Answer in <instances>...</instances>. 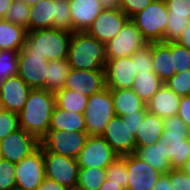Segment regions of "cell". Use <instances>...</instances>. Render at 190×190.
<instances>
[{
  "label": "cell",
  "mask_w": 190,
  "mask_h": 190,
  "mask_svg": "<svg viewBox=\"0 0 190 190\" xmlns=\"http://www.w3.org/2000/svg\"><path fill=\"white\" fill-rule=\"evenodd\" d=\"M55 95L46 89H31L18 113L19 127L40 140L48 131L54 110Z\"/></svg>",
  "instance_id": "cell-1"
},
{
  "label": "cell",
  "mask_w": 190,
  "mask_h": 190,
  "mask_svg": "<svg viewBox=\"0 0 190 190\" xmlns=\"http://www.w3.org/2000/svg\"><path fill=\"white\" fill-rule=\"evenodd\" d=\"M67 61L70 69L104 70L107 61L105 43L87 31L72 32Z\"/></svg>",
  "instance_id": "cell-2"
},
{
  "label": "cell",
  "mask_w": 190,
  "mask_h": 190,
  "mask_svg": "<svg viewBox=\"0 0 190 190\" xmlns=\"http://www.w3.org/2000/svg\"><path fill=\"white\" fill-rule=\"evenodd\" d=\"M72 32L55 28L38 29L27 33L24 53L46 56L47 61L67 59Z\"/></svg>",
  "instance_id": "cell-3"
},
{
  "label": "cell",
  "mask_w": 190,
  "mask_h": 190,
  "mask_svg": "<svg viewBox=\"0 0 190 190\" xmlns=\"http://www.w3.org/2000/svg\"><path fill=\"white\" fill-rule=\"evenodd\" d=\"M115 115L111 90L104 88L88 98L84 112L86 133L89 136H102L107 124Z\"/></svg>",
  "instance_id": "cell-4"
},
{
  "label": "cell",
  "mask_w": 190,
  "mask_h": 190,
  "mask_svg": "<svg viewBox=\"0 0 190 190\" xmlns=\"http://www.w3.org/2000/svg\"><path fill=\"white\" fill-rule=\"evenodd\" d=\"M169 11L164 0H154L131 20L147 42L163 41Z\"/></svg>",
  "instance_id": "cell-5"
},
{
  "label": "cell",
  "mask_w": 190,
  "mask_h": 190,
  "mask_svg": "<svg viewBox=\"0 0 190 190\" xmlns=\"http://www.w3.org/2000/svg\"><path fill=\"white\" fill-rule=\"evenodd\" d=\"M86 132L48 130L39 140L43 150L77 159L88 138Z\"/></svg>",
  "instance_id": "cell-6"
},
{
  "label": "cell",
  "mask_w": 190,
  "mask_h": 190,
  "mask_svg": "<svg viewBox=\"0 0 190 190\" xmlns=\"http://www.w3.org/2000/svg\"><path fill=\"white\" fill-rule=\"evenodd\" d=\"M44 178L43 149L39 146L15 165L16 189L37 190Z\"/></svg>",
  "instance_id": "cell-7"
},
{
  "label": "cell",
  "mask_w": 190,
  "mask_h": 190,
  "mask_svg": "<svg viewBox=\"0 0 190 190\" xmlns=\"http://www.w3.org/2000/svg\"><path fill=\"white\" fill-rule=\"evenodd\" d=\"M45 177L66 188L77 186L79 166L77 159L43 150Z\"/></svg>",
  "instance_id": "cell-8"
},
{
  "label": "cell",
  "mask_w": 190,
  "mask_h": 190,
  "mask_svg": "<svg viewBox=\"0 0 190 190\" xmlns=\"http://www.w3.org/2000/svg\"><path fill=\"white\" fill-rule=\"evenodd\" d=\"M146 43L147 41L142 37L136 24L129 19L119 33L105 44L106 58L116 59L131 56Z\"/></svg>",
  "instance_id": "cell-9"
},
{
  "label": "cell",
  "mask_w": 190,
  "mask_h": 190,
  "mask_svg": "<svg viewBox=\"0 0 190 190\" xmlns=\"http://www.w3.org/2000/svg\"><path fill=\"white\" fill-rule=\"evenodd\" d=\"M119 155L102 136H88L77 157L79 168H107Z\"/></svg>",
  "instance_id": "cell-10"
},
{
  "label": "cell",
  "mask_w": 190,
  "mask_h": 190,
  "mask_svg": "<svg viewBox=\"0 0 190 190\" xmlns=\"http://www.w3.org/2000/svg\"><path fill=\"white\" fill-rule=\"evenodd\" d=\"M48 72V61L46 56L18 53V73L17 75L31 89H46V76Z\"/></svg>",
  "instance_id": "cell-11"
},
{
  "label": "cell",
  "mask_w": 190,
  "mask_h": 190,
  "mask_svg": "<svg viewBox=\"0 0 190 190\" xmlns=\"http://www.w3.org/2000/svg\"><path fill=\"white\" fill-rule=\"evenodd\" d=\"M39 146V140L22 128L10 133L0 141V151L3 159L14 164L19 163Z\"/></svg>",
  "instance_id": "cell-12"
},
{
  "label": "cell",
  "mask_w": 190,
  "mask_h": 190,
  "mask_svg": "<svg viewBox=\"0 0 190 190\" xmlns=\"http://www.w3.org/2000/svg\"><path fill=\"white\" fill-rule=\"evenodd\" d=\"M104 72L106 87L109 89L132 88L138 74L131 56L107 59Z\"/></svg>",
  "instance_id": "cell-13"
},
{
  "label": "cell",
  "mask_w": 190,
  "mask_h": 190,
  "mask_svg": "<svg viewBox=\"0 0 190 190\" xmlns=\"http://www.w3.org/2000/svg\"><path fill=\"white\" fill-rule=\"evenodd\" d=\"M130 18L120 9H104L87 32L103 43L112 40Z\"/></svg>",
  "instance_id": "cell-14"
},
{
  "label": "cell",
  "mask_w": 190,
  "mask_h": 190,
  "mask_svg": "<svg viewBox=\"0 0 190 190\" xmlns=\"http://www.w3.org/2000/svg\"><path fill=\"white\" fill-rule=\"evenodd\" d=\"M102 137L119 156L135 153L136 138L124 123L122 116L114 115L112 117Z\"/></svg>",
  "instance_id": "cell-15"
},
{
  "label": "cell",
  "mask_w": 190,
  "mask_h": 190,
  "mask_svg": "<svg viewBox=\"0 0 190 190\" xmlns=\"http://www.w3.org/2000/svg\"><path fill=\"white\" fill-rule=\"evenodd\" d=\"M106 88L104 70L70 69L64 83L69 89L90 97Z\"/></svg>",
  "instance_id": "cell-16"
},
{
  "label": "cell",
  "mask_w": 190,
  "mask_h": 190,
  "mask_svg": "<svg viewBox=\"0 0 190 190\" xmlns=\"http://www.w3.org/2000/svg\"><path fill=\"white\" fill-rule=\"evenodd\" d=\"M129 181L126 190H152L162 175L134 153L126 155Z\"/></svg>",
  "instance_id": "cell-17"
},
{
  "label": "cell",
  "mask_w": 190,
  "mask_h": 190,
  "mask_svg": "<svg viewBox=\"0 0 190 190\" xmlns=\"http://www.w3.org/2000/svg\"><path fill=\"white\" fill-rule=\"evenodd\" d=\"M169 11L163 42H177L190 24V0H164Z\"/></svg>",
  "instance_id": "cell-18"
},
{
  "label": "cell",
  "mask_w": 190,
  "mask_h": 190,
  "mask_svg": "<svg viewBox=\"0 0 190 190\" xmlns=\"http://www.w3.org/2000/svg\"><path fill=\"white\" fill-rule=\"evenodd\" d=\"M31 88L18 75L5 79L0 87L4 110L18 114L28 99Z\"/></svg>",
  "instance_id": "cell-19"
},
{
  "label": "cell",
  "mask_w": 190,
  "mask_h": 190,
  "mask_svg": "<svg viewBox=\"0 0 190 190\" xmlns=\"http://www.w3.org/2000/svg\"><path fill=\"white\" fill-rule=\"evenodd\" d=\"M72 32L87 31L95 18L105 9L99 0H69Z\"/></svg>",
  "instance_id": "cell-20"
},
{
  "label": "cell",
  "mask_w": 190,
  "mask_h": 190,
  "mask_svg": "<svg viewBox=\"0 0 190 190\" xmlns=\"http://www.w3.org/2000/svg\"><path fill=\"white\" fill-rule=\"evenodd\" d=\"M181 96L172 91L165 83L146 103L147 111L167 119L178 113Z\"/></svg>",
  "instance_id": "cell-21"
},
{
  "label": "cell",
  "mask_w": 190,
  "mask_h": 190,
  "mask_svg": "<svg viewBox=\"0 0 190 190\" xmlns=\"http://www.w3.org/2000/svg\"><path fill=\"white\" fill-rule=\"evenodd\" d=\"M134 154L162 174H167L172 169L168 160L167 145L163 139L152 145L136 146Z\"/></svg>",
  "instance_id": "cell-22"
},
{
  "label": "cell",
  "mask_w": 190,
  "mask_h": 190,
  "mask_svg": "<svg viewBox=\"0 0 190 190\" xmlns=\"http://www.w3.org/2000/svg\"><path fill=\"white\" fill-rule=\"evenodd\" d=\"M153 72L165 83L175 72L170 42H152Z\"/></svg>",
  "instance_id": "cell-23"
},
{
  "label": "cell",
  "mask_w": 190,
  "mask_h": 190,
  "mask_svg": "<svg viewBox=\"0 0 190 190\" xmlns=\"http://www.w3.org/2000/svg\"><path fill=\"white\" fill-rule=\"evenodd\" d=\"M115 115L125 116L138 111H147L146 104L131 89H110Z\"/></svg>",
  "instance_id": "cell-24"
},
{
  "label": "cell",
  "mask_w": 190,
  "mask_h": 190,
  "mask_svg": "<svg viewBox=\"0 0 190 190\" xmlns=\"http://www.w3.org/2000/svg\"><path fill=\"white\" fill-rule=\"evenodd\" d=\"M48 130L86 132L84 113H76L54 107Z\"/></svg>",
  "instance_id": "cell-25"
},
{
  "label": "cell",
  "mask_w": 190,
  "mask_h": 190,
  "mask_svg": "<svg viewBox=\"0 0 190 190\" xmlns=\"http://www.w3.org/2000/svg\"><path fill=\"white\" fill-rule=\"evenodd\" d=\"M164 132V120L147 112L136 135L137 146H148L157 143Z\"/></svg>",
  "instance_id": "cell-26"
},
{
  "label": "cell",
  "mask_w": 190,
  "mask_h": 190,
  "mask_svg": "<svg viewBox=\"0 0 190 190\" xmlns=\"http://www.w3.org/2000/svg\"><path fill=\"white\" fill-rule=\"evenodd\" d=\"M28 31L5 19H0V50L20 51L26 43Z\"/></svg>",
  "instance_id": "cell-27"
},
{
  "label": "cell",
  "mask_w": 190,
  "mask_h": 190,
  "mask_svg": "<svg viewBox=\"0 0 190 190\" xmlns=\"http://www.w3.org/2000/svg\"><path fill=\"white\" fill-rule=\"evenodd\" d=\"M55 16V0H41L30 7L29 32L52 28Z\"/></svg>",
  "instance_id": "cell-28"
},
{
  "label": "cell",
  "mask_w": 190,
  "mask_h": 190,
  "mask_svg": "<svg viewBox=\"0 0 190 190\" xmlns=\"http://www.w3.org/2000/svg\"><path fill=\"white\" fill-rule=\"evenodd\" d=\"M163 84L155 72H143L136 75L131 89L146 104Z\"/></svg>",
  "instance_id": "cell-29"
},
{
  "label": "cell",
  "mask_w": 190,
  "mask_h": 190,
  "mask_svg": "<svg viewBox=\"0 0 190 190\" xmlns=\"http://www.w3.org/2000/svg\"><path fill=\"white\" fill-rule=\"evenodd\" d=\"M69 70L70 66L67 59L48 61L46 90L55 94L56 92L63 89Z\"/></svg>",
  "instance_id": "cell-30"
},
{
  "label": "cell",
  "mask_w": 190,
  "mask_h": 190,
  "mask_svg": "<svg viewBox=\"0 0 190 190\" xmlns=\"http://www.w3.org/2000/svg\"><path fill=\"white\" fill-rule=\"evenodd\" d=\"M54 95L57 107L70 112H85L89 97L64 88L56 92Z\"/></svg>",
  "instance_id": "cell-31"
},
{
  "label": "cell",
  "mask_w": 190,
  "mask_h": 190,
  "mask_svg": "<svg viewBox=\"0 0 190 190\" xmlns=\"http://www.w3.org/2000/svg\"><path fill=\"white\" fill-rule=\"evenodd\" d=\"M164 142H184L190 139V128L178 116L164 119V132L161 134Z\"/></svg>",
  "instance_id": "cell-32"
},
{
  "label": "cell",
  "mask_w": 190,
  "mask_h": 190,
  "mask_svg": "<svg viewBox=\"0 0 190 190\" xmlns=\"http://www.w3.org/2000/svg\"><path fill=\"white\" fill-rule=\"evenodd\" d=\"M106 178V168H79L77 186L84 190H99Z\"/></svg>",
  "instance_id": "cell-33"
},
{
  "label": "cell",
  "mask_w": 190,
  "mask_h": 190,
  "mask_svg": "<svg viewBox=\"0 0 190 190\" xmlns=\"http://www.w3.org/2000/svg\"><path fill=\"white\" fill-rule=\"evenodd\" d=\"M167 145L168 160L172 169H180L190 158V139L184 142H164Z\"/></svg>",
  "instance_id": "cell-34"
},
{
  "label": "cell",
  "mask_w": 190,
  "mask_h": 190,
  "mask_svg": "<svg viewBox=\"0 0 190 190\" xmlns=\"http://www.w3.org/2000/svg\"><path fill=\"white\" fill-rule=\"evenodd\" d=\"M30 7L24 1L15 0L7 10L4 19L25 28L29 32Z\"/></svg>",
  "instance_id": "cell-35"
},
{
  "label": "cell",
  "mask_w": 190,
  "mask_h": 190,
  "mask_svg": "<svg viewBox=\"0 0 190 190\" xmlns=\"http://www.w3.org/2000/svg\"><path fill=\"white\" fill-rule=\"evenodd\" d=\"M106 179L119 184L126 190L129 181V173L126 167V155L117 157L106 168Z\"/></svg>",
  "instance_id": "cell-36"
},
{
  "label": "cell",
  "mask_w": 190,
  "mask_h": 190,
  "mask_svg": "<svg viewBox=\"0 0 190 190\" xmlns=\"http://www.w3.org/2000/svg\"><path fill=\"white\" fill-rule=\"evenodd\" d=\"M18 53L14 50H0V87L5 79L17 75Z\"/></svg>",
  "instance_id": "cell-37"
},
{
  "label": "cell",
  "mask_w": 190,
  "mask_h": 190,
  "mask_svg": "<svg viewBox=\"0 0 190 190\" xmlns=\"http://www.w3.org/2000/svg\"><path fill=\"white\" fill-rule=\"evenodd\" d=\"M52 28L72 32V19L68 0H55Z\"/></svg>",
  "instance_id": "cell-38"
},
{
  "label": "cell",
  "mask_w": 190,
  "mask_h": 190,
  "mask_svg": "<svg viewBox=\"0 0 190 190\" xmlns=\"http://www.w3.org/2000/svg\"><path fill=\"white\" fill-rule=\"evenodd\" d=\"M131 58L135 61L137 73L153 72L152 42L144 44L131 55Z\"/></svg>",
  "instance_id": "cell-39"
},
{
  "label": "cell",
  "mask_w": 190,
  "mask_h": 190,
  "mask_svg": "<svg viewBox=\"0 0 190 190\" xmlns=\"http://www.w3.org/2000/svg\"><path fill=\"white\" fill-rule=\"evenodd\" d=\"M175 72L190 70V50L178 42H170Z\"/></svg>",
  "instance_id": "cell-40"
},
{
  "label": "cell",
  "mask_w": 190,
  "mask_h": 190,
  "mask_svg": "<svg viewBox=\"0 0 190 190\" xmlns=\"http://www.w3.org/2000/svg\"><path fill=\"white\" fill-rule=\"evenodd\" d=\"M165 84L181 97L190 95V70L174 74Z\"/></svg>",
  "instance_id": "cell-41"
},
{
  "label": "cell",
  "mask_w": 190,
  "mask_h": 190,
  "mask_svg": "<svg viewBox=\"0 0 190 190\" xmlns=\"http://www.w3.org/2000/svg\"><path fill=\"white\" fill-rule=\"evenodd\" d=\"M14 163L3 159L0 163V190L16 189Z\"/></svg>",
  "instance_id": "cell-42"
},
{
  "label": "cell",
  "mask_w": 190,
  "mask_h": 190,
  "mask_svg": "<svg viewBox=\"0 0 190 190\" xmlns=\"http://www.w3.org/2000/svg\"><path fill=\"white\" fill-rule=\"evenodd\" d=\"M19 128L18 114L6 110L0 114V141Z\"/></svg>",
  "instance_id": "cell-43"
},
{
  "label": "cell",
  "mask_w": 190,
  "mask_h": 190,
  "mask_svg": "<svg viewBox=\"0 0 190 190\" xmlns=\"http://www.w3.org/2000/svg\"><path fill=\"white\" fill-rule=\"evenodd\" d=\"M167 175L170 177L173 190H190V176L181 169H171Z\"/></svg>",
  "instance_id": "cell-44"
},
{
  "label": "cell",
  "mask_w": 190,
  "mask_h": 190,
  "mask_svg": "<svg viewBox=\"0 0 190 190\" xmlns=\"http://www.w3.org/2000/svg\"><path fill=\"white\" fill-rule=\"evenodd\" d=\"M153 1L154 0H122L119 8L131 19Z\"/></svg>",
  "instance_id": "cell-45"
},
{
  "label": "cell",
  "mask_w": 190,
  "mask_h": 190,
  "mask_svg": "<svg viewBox=\"0 0 190 190\" xmlns=\"http://www.w3.org/2000/svg\"><path fill=\"white\" fill-rule=\"evenodd\" d=\"M148 111H138L134 112L132 114H127L125 116H122V119L125 124L129 127L132 134L136 137L139 126L141 125V121H143L145 114Z\"/></svg>",
  "instance_id": "cell-46"
},
{
  "label": "cell",
  "mask_w": 190,
  "mask_h": 190,
  "mask_svg": "<svg viewBox=\"0 0 190 190\" xmlns=\"http://www.w3.org/2000/svg\"><path fill=\"white\" fill-rule=\"evenodd\" d=\"M177 115L190 128V95L181 97Z\"/></svg>",
  "instance_id": "cell-47"
},
{
  "label": "cell",
  "mask_w": 190,
  "mask_h": 190,
  "mask_svg": "<svg viewBox=\"0 0 190 190\" xmlns=\"http://www.w3.org/2000/svg\"><path fill=\"white\" fill-rule=\"evenodd\" d=\"M37 190H67V188L59 184L57 181L45 177Z\"/></svg>",
  "instance_id": "cell-48"
},
{
  "label": "cell",
  "mask_w": 190,
  "mask_h": 190,
  "mask_svg": "<svg viewBox=\"0 0 190 190\" xmlns=\"http://www.w3.org/2000/svg\"><path fill=\"white\" fill-rule=\"evenodd\" d=\"M152 190H173L170 177L162 174Z\"/></svg>",
  "instance_id": "cell-49"
},
{
  "label": "cell",
  "mask_w": 190,
  "mask_h": 190,
  "mask_svg": "<svg viewBox=\"0 0 190 190\" xmlns=\"http://www.w3.org/2000/svg\"><path fill=\"white\" fill-rule=\"evenodd\" d=\"M177 42L190 50V24L184 29L181 37Z\"/></svg>",
  "instance_id": "cell-50"
},
{
  "label": "cell",
  "mask_w": 190,
  "mask_h": 190,
  "mask_svg": "<svg viewBox=\"0 0 190 190\" xmlns=\"http://www.w3.org/2000/svg\"><path fill=\"white\" fill-rule=\"evenodd\" d=\"M99 190H125L119 184L111 182L110 180H105L101 185Z\"/></svg>",
  "instance_id": "cell-51"
},
{
  "label": "cell",
  "mask_w": 190,
  "mask_h": 190,
  "mask_svg": "<svg viewBox=\"0 0 190 190\" xmlns=\"http://www.w3.org/2000/svg\"><path fill=\"white\" fill-rule=\"evenodd\" d=\"M14 0H0V19H4Z\"/></svg>",
  "instance_id": "cell-52"
},
{
  "label": "cell",
  "mask_w": 190,
  "mask_h": 190,
  "mask_svg": "<svg viewBox=\"0 0 190 190\" xmlns=\"http://www.w3.org/2000/svg\"><path fill=\"white\" fill-rule=\"evenodd\" d=\"M105 9H115L120 7V3L117 0H99Z\"/></svg>",
  "instance_id": "cell-53"
},
{
  "label": "cell",
  "mask_w": 190,
  "mask_h": 190,
  "mask_svg": "<svg viewBox=\"0 0 190 190\" xmlns=\"http://www.w3.org/2000/svg\"><path fill=\"white\" fill-rule=\"evenodd\" d=\"M185 174L190 176V158L186 160L183 166L180 168Z\"/></svg>",
  "instance_id": "cell-54"
},
{
  "label": "cell",
  "mask_w": 190,
  "mask_h": 190,
  "mask_svg": "<svg viewBox=\"0 0 190 190\" xmlns=\"http://www.w3.org/2000/svg\"><path fill=\"white\" fill-rule=\"evenodd\" d=\"M21 1L26 2L29 6H33V5L37 4L38 2H40L41 0H21Z\"/></svg>",
  "instance_id": "cell-55"
},
{
  "label": "cell",
  "mask_w": 190,
  "mask_h": 190,
  "mask_svg": "<svg viewBox=\"0 0 190 190\" xmlns=\"http://www.w3.org/2000/svg\"><path fill=\"white\" fill-rule=\"evenodd\" d=\"M67 190H84V189L79 186H73V187L67 188Z\"/></svg>",
  "instance_id": "cell-56"
},
{
  "label": "cell",
  "mask_w": 190,
  "mask_h": 190,
  "mask_svg": "<svg viewBox=\"0 0 190 190\" xmlns=\"http://www.w3.org/2000/svg\"><path fill=\"white\" fill-rule=\"evenodd\" d=\"M4 111V107H3V104L1 103L0 101V114Z\"/></svg>",
  "instance_id": "cell-57"
},
{
  "label": "cell",
  "mask_w": 190,
  "mask_h": 190,
  "mask_svg": "<svg viewBox=\"0 0 190 190\" xmlns=\"http://www.w3.org/2000/svg\"><path fill=\"white\" fill-rule=\"evenodd\" d=\"M2 160H3V157H2V153L0 151V163H1Z\"/></svg>",
  "instance_id": "cell-58"
}]
</instances>
